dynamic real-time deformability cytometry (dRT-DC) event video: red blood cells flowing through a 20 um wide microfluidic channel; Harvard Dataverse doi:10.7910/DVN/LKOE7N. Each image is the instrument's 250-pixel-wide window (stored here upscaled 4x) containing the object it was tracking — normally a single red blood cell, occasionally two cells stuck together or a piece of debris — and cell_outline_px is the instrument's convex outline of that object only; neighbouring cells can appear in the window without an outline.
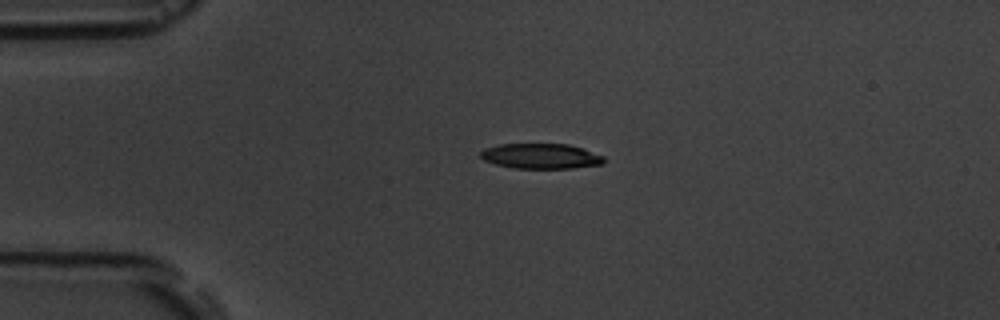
{"species": "common noctule bat (a hibernating species)", "species_latin": "Nyctalus noctula", "temperature_condition": "room temperature", "stored_images_in_passage": 4, "camera_frame_rate_fps": 3000, "um_per_image_px": 0.085, "animal": {"sex": "male", "body_mass_g": 19.5, "forearm_length_mm": 54.6}, "frame": {"image": 1, "passage_image": 3, "time_ms": 2.333, "image_size_px": [1000, 320], "cell_outline_px": [[604, 164], [572, 168], [512, 168], [496, 164], [484, 160], [480, 156], [480, 152], [484, 148], [500, 144], [568, 144], [604, 156]], "centroid_in_image_um": [45.95, 13.27], "position_along_channel_um": 39.0, "area_um2": 18.03}}